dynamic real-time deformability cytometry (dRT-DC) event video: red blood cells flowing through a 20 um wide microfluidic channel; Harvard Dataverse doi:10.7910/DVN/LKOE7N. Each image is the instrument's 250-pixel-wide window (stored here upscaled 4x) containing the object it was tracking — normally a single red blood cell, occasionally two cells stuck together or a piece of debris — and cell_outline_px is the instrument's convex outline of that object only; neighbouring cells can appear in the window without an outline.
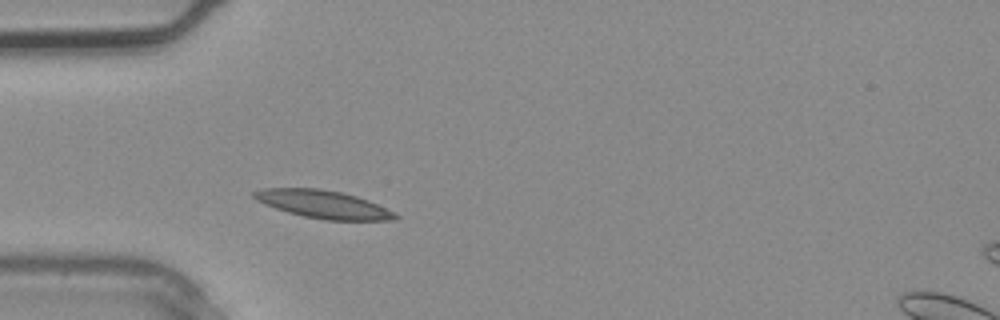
{"species": "common noctule bat (a hibernating species)", "species_latin": "Nyctalus noctula", "temperature_condition": "warm", "stored_images_in_passage": 3, "camera_frame_rate_fps": 3000, "um_per_image_px": 0.085, "animal": {"sex": "male", "body_mass_g": 20.4}, "frame": {"image": 1, "passage_image": 2, "time_ms": 0.333, "image_size_px": [1000, 320], "cell_outline_px": [[400, 216], [396, 220], [328, 220], [304, 216], [288, 212], [264, 204], [256, 200], [252, 196], [252, 192], [264, 188], [320, 188], [340, 192], [356, 196], [368, 200], [396, 212]], "centroid_in_image_um": [27.5, 17.36], "position_along_channel_um": 57.5, "area_um2": 22.95}}